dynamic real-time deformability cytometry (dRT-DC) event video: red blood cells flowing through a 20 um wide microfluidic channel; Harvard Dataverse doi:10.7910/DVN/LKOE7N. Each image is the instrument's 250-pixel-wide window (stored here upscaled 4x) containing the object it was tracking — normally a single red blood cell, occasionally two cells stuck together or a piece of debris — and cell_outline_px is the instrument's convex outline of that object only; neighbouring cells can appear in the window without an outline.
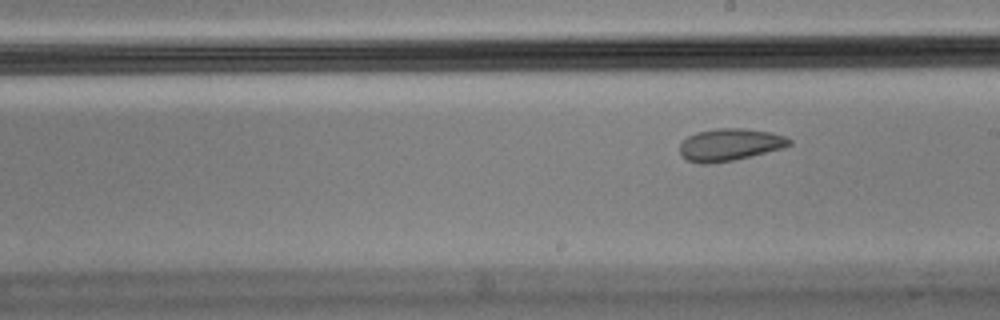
{"species": "Egyptian fruit bat (a non-hibernating species)", "species_latin": "Rousettus aegyptiacus", "temperature_condition": "cold", "stored_images_in_passage": 9, "segment_of_instrument_passage": [2, 2], "camera_frame_rate_fps": 3000, "um_per_image_px": 0.085, "animal": {"sex": "male"}, "frame": {"image": 1, "passage_image": 9, "time_ms": 2.667, "image_size_px": [1000, 320], "cell_outline_px": [[792, 144], [784, 148], [732, 160], [708, 164], [700, 164], [688, 160], [680, 156], [680, 144], [688, 136], [696, 132], [716, 128], [744, 128], [772, 132], [784, 136], [792, 140]], "centroid_in_image_um": [62.03, 12.29], "position_along_channel_um": 227.0, "area_um2": 20.63}}